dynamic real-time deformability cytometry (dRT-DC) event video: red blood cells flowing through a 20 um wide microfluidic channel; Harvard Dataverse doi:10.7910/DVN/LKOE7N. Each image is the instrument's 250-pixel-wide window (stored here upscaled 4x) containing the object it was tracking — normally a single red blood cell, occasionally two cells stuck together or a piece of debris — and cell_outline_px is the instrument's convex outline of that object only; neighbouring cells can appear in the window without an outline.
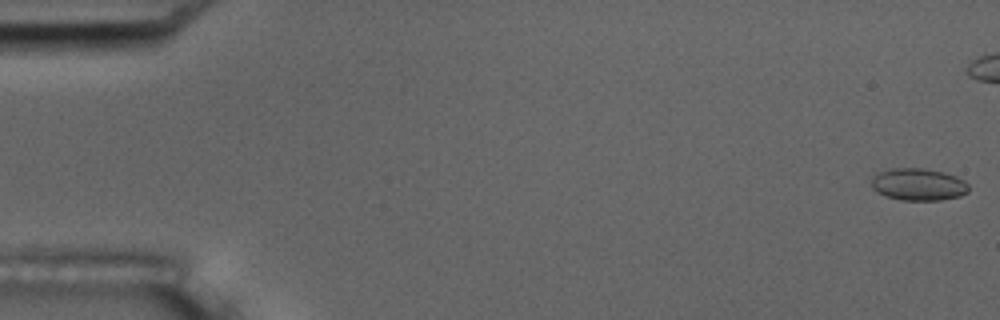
{"species": "common noctule bat (a hibernating species)", "species_latin": "Nyctalus noctula", "temperature_condition": "room temperature", "stored_images_in_passage": 15, "camera_frame_rate_fps": 3000, "um_per_image_px": 0.085, "animal": {"sex": "male", "body_mass_g": 17.5, "forearm_length_mm": 52.3}, "frame": {"image": 1, "passage_image": 1, "time_ms": 0.0, "image_size_px": [1000, 320], "cell_outline_px": [[968, 192], [960, 196], [940, 200], [900, 200], [876, 192], [872, 188], [872, 176], [880, 172], [892, 168], [924, 168], [944, 172], [956, 176], [964, 180], [968, 184]], "centroid_in_image_um": [78.07, 15.67], "position_along_channel_um": 6.9, "area_um2": 18.26}}
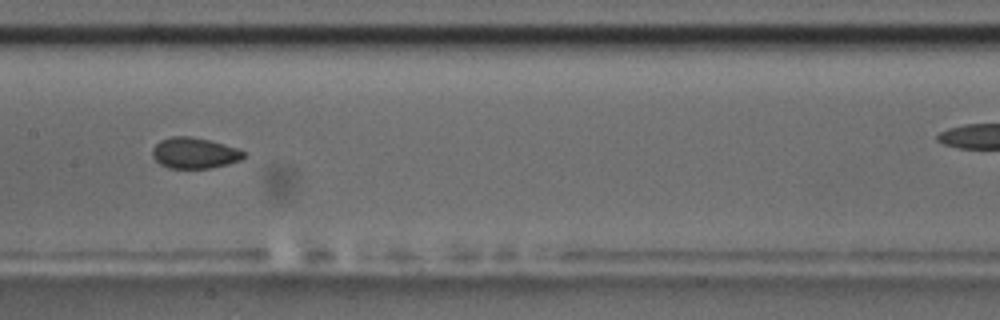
{"frame": {"image": 2, "passage_image": 9, "time_ms": 9.333, "image_size_px": [1000, 320], "cell_outline_px": [[248, 152], [240, 160], [228, 164], [208, 168], [168, 168], [160, 164], [152, 156], [152, 148], [160, 140], [172, 136], [192, 136], [240, 148]], "centroid_in_image_um": [16.54, 13.0], "position_along_channel_um": 190.9, "area_um2": 16.59}}